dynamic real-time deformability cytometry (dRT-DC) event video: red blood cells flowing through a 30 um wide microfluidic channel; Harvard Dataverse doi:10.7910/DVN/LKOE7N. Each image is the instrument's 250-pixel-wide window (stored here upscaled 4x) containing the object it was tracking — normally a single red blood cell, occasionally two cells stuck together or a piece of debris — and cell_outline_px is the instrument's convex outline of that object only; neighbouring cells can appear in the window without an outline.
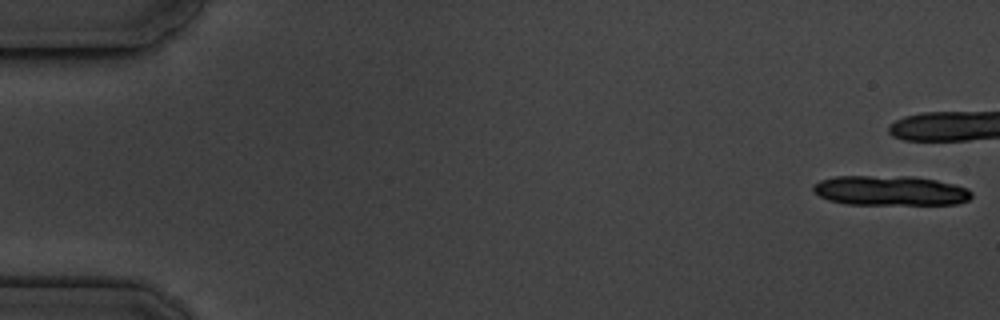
{"species": "common noctule bat (a hibernating species)", "species_latin": "Nyctalus noctula", "temperature_condition": "cold", "stored_images_in_passage": 6, "camera_frame_rate_fps": 3000, "um_per_image_px": 0.085, "animal": {"sex": "male", "body_mass_g": 19.5, "forearm_length_mm": 54.6}, "frame": {"image": 1, "passage_image": 1, "time_ms": 0.0, "image_size_px": [1000, 320], "cell_outline_px": [[972, 196], [968, 200], [956, 204], [848, 204], [828, 200], [812, 192], [812, 184], [820, 180], [836, 176], [916, 176], [936, 180], [968, 188], [972, 192]], "centroid_in_image_um": [75.64, 16.19], "position_along_channel_um": 9.4, "area_um2": 27.69}}